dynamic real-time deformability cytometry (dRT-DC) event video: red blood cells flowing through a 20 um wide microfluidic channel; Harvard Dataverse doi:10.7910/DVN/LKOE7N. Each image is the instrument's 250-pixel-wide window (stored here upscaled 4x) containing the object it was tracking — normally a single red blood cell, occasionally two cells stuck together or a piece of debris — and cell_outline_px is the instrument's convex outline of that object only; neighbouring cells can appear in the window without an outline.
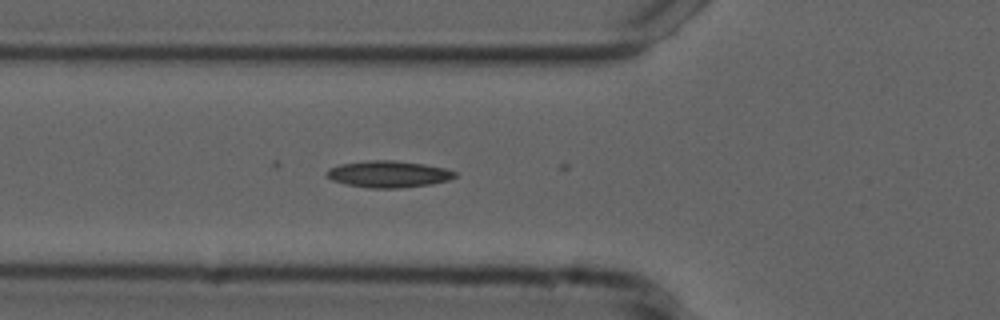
{"species": "common noctule bat (a hibernating species)", "species_latin": "Nyctalus noctula", "temperature_condition": "cold", "stored_images_in_passage": 4, "camera_frame_rate_fps": 3000, "um_per_image_px": 0.085, "animal": {"sex": "male", "forearm_length_mm": 52.5}, "frame": {"image": 1, "passage_image": 2, "time_ms": 0.333, "image_size_px": [1000, 320], "cell_outline_px": [[456, 176], [448, 180], [432, 184], [400, 188], [368, 188], [348, 184], [332, 180], [324, 172], [328, 168], [340, 164], [372, 160], [392, 160], [424, 164], [444, 168], [456, 172]], "centroid_in_image_um": [33.01, 14.8], "position_along_channel_um": 92.8, "area_um2": 19.83}}